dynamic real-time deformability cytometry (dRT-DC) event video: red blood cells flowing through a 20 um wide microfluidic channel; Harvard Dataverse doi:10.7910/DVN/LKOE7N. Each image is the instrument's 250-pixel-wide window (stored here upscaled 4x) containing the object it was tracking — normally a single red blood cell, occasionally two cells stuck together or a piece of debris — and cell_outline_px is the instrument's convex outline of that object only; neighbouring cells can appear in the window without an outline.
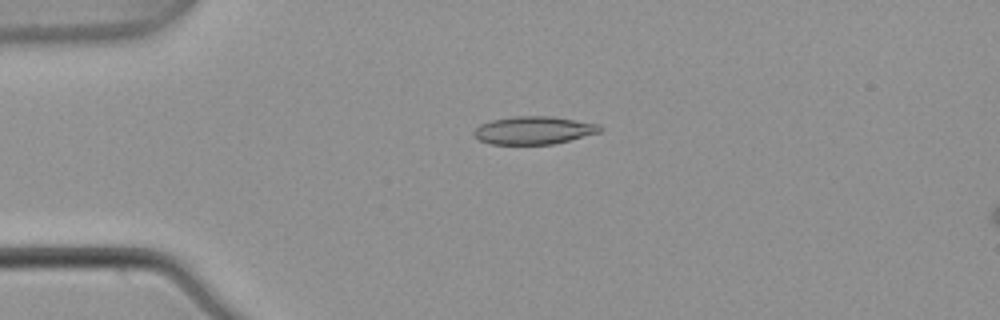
{"species": "common noctule bat (a hibernating species)", "species_latin": "Nyctalus noctula", "temperature_condition": "warm", "stored_images_in_passage": 5, "camera_frame_rate_fps": 3000, "um_per_image_px": 0.085, "animal": {"sex": "male", "body_mass_g": 21.5, "forearm_length_mm": 52.0}, "frame": {"image": 1, "passage_image": 2, "time_ms": 0.333, "image_size_px": [1000, 320], "cell_outline_px": [[604, 128], [600, 132], [552, 144], [492, 144], [480, 140], [472, 136], [472, 132], [480, 124], [492, 120], [516, 116], [552, 116], [600, 124]], "centroid_in_image_um": [45.36, 11.07], "position_along_channel_um": 39.6, "area_um2": 20.46}}
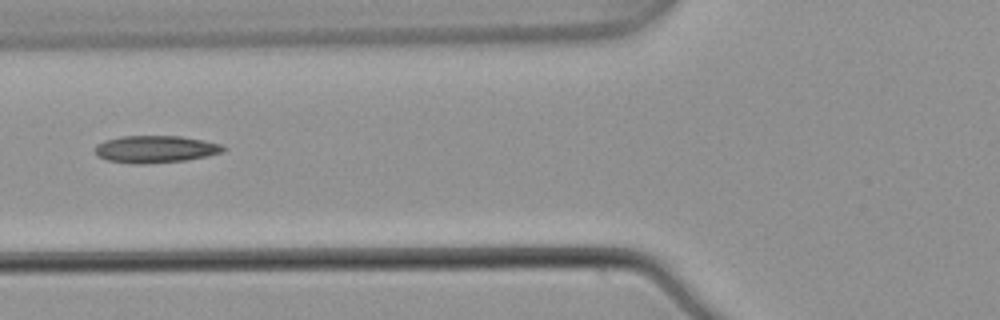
{"frame": {"image": 2, "passage_image": 4, "time_ms": 1.0, "image_size_px": [1000, 320], "cell_outline_px": [[228, 148], [220, 152], [208, 156], [184, 160], [144, 164], [132, 164], [108, 160], [96, 156], [96, 144], [104, 140], [120, 136], [180, 136], [204, 140], [220, 144]], "centroid_in_image_um": [13.19, 12.67], "position_along_channel_um": 112.6, "area_um2": 20.35}}
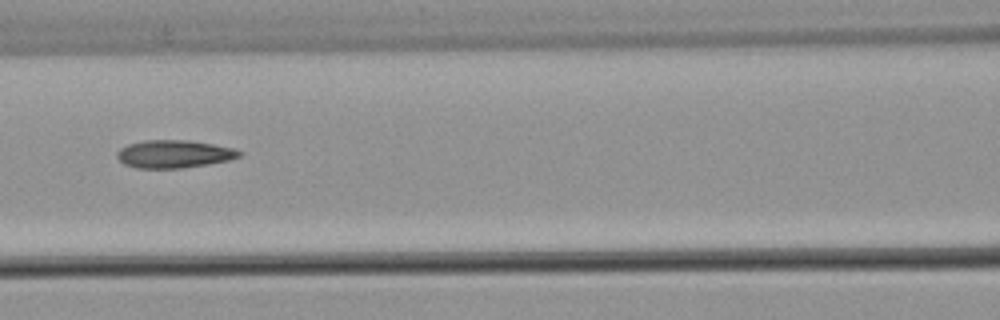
{"frame": {"image": 3, "passage_image": 5, "time_ms": 1.333, "image_size_px": [1000, 320], "cell_outline_px": [[244, 152], [240, 156], [228, 160], [208, 164], [180, 168], [136, 168], [124, 164], [116, 156], [116, 152], [120, 148], [128, 144], [144, 140], [188, 140], [212, 144], [232, 148]], "centroid_in_image_um": [14.76, 13.09], "position_along_channel_um": 151.8, "area_um2": 19.77}}